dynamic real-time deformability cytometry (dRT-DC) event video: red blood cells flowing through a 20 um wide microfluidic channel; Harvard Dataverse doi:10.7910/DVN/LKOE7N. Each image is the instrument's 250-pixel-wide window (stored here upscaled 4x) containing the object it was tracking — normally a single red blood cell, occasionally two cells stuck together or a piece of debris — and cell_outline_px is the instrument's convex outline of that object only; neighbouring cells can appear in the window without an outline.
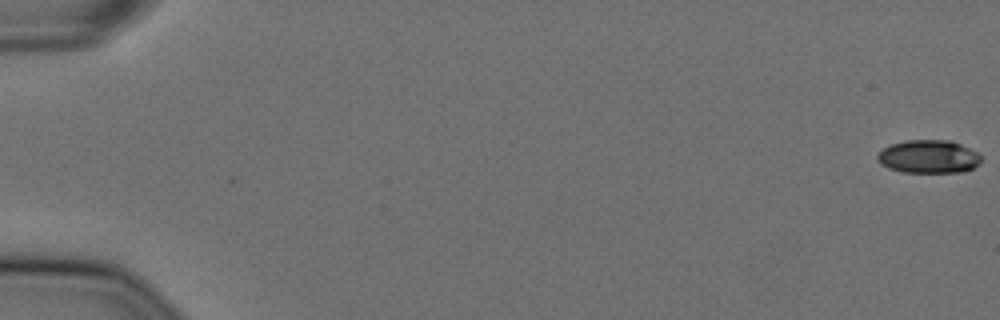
{"species": "Egyptian fruit bat (a non-hibernating species)", "species_latin": "Rousettus aegyptiacus", "temperature_condition": "cold", "stored_images_in_passage": 35, "camera_frame_rate_fps": 3000, "um_per_image_px": 0.085, "animal": {"sex": "female"}, "frame": {"image": 1, "passage_image": 1, "time_ms": 0.0, "image_size_px": [1000, 320], "cell_outline_px": [[980, 160], [972, 168], [964, 172], [904, 172], [888, 168], [880, 164], [876, 160], [876, 156], [884, 148], [892, 144], [908, 140], [952, 140], [976, 152], [980, 156]], "centroid_in_image_um": [78.89, 13.31], "position_along_channel_um": 6.1, "area_um2": 19.88}}
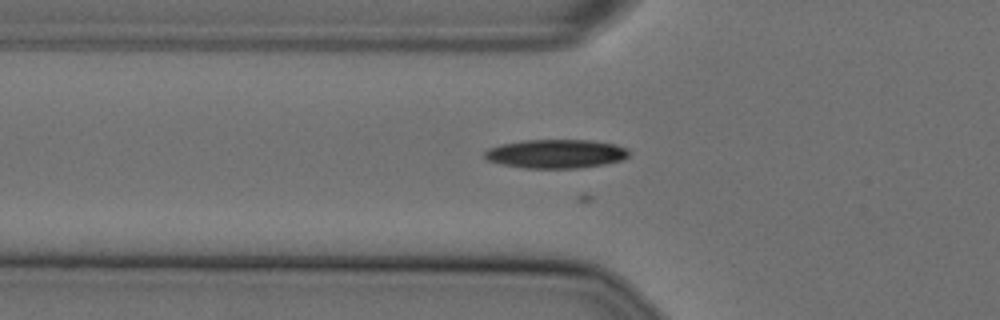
{"frame": {"image": 2, "passage_image": 21, "time_ms": 6.667, "image_size_px": [1000, 320], "cell_outline_px": [[628, 156], [624, 160], [604, 164], [576, 168], [524, 168], [500, 164], [488, 160], [484, 156], [484, 152], [488, 148], [500, 144], [524, 140], [592, 140], [616, 144], [628, 148]], "centroid_in_image_um": [47.26, 13.07], "position_along_channel_um": 78.5, "area_um2": 24.39}}